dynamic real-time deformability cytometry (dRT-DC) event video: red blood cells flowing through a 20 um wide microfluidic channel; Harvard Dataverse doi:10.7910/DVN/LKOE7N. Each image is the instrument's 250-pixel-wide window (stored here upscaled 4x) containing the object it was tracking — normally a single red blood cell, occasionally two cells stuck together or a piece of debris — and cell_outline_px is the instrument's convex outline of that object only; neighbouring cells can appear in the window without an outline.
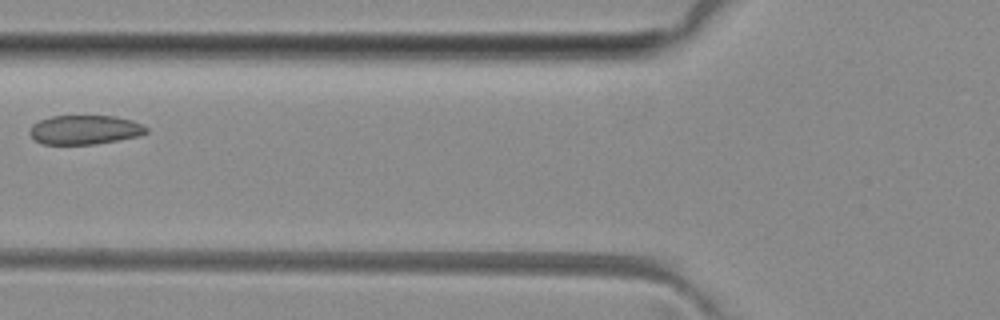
{"species": "common noctule bat (a hibernating species)", "species_latin": "Nyctalus noctula", "temperature_condition": "room temperature", "stored_images_in_passage": 5, "camera_frame_rate_fps": 3000, "um_per_image_px": 0.085, "animal": {"sex": "female", "body_mass_g": 29.2, "forearm_length_mm": 56.3}, "frame": {"image": 1, "passage_image": 5, "time_ms": 4.667, "image_size_px": [1000, 320], "cell_outline_px": [[148, 132], [140, 136], [92, 144], [44, 144], [36, 140], [28, 132], [32, 124], [40, 120], [52, 116], [116, 116], [132, 120], [144, 124], [148, 128]], "centroid_in_image_um": [7.24, 11.02], "position_along_channel_um": 118.6, "area_um2": 19.83}}